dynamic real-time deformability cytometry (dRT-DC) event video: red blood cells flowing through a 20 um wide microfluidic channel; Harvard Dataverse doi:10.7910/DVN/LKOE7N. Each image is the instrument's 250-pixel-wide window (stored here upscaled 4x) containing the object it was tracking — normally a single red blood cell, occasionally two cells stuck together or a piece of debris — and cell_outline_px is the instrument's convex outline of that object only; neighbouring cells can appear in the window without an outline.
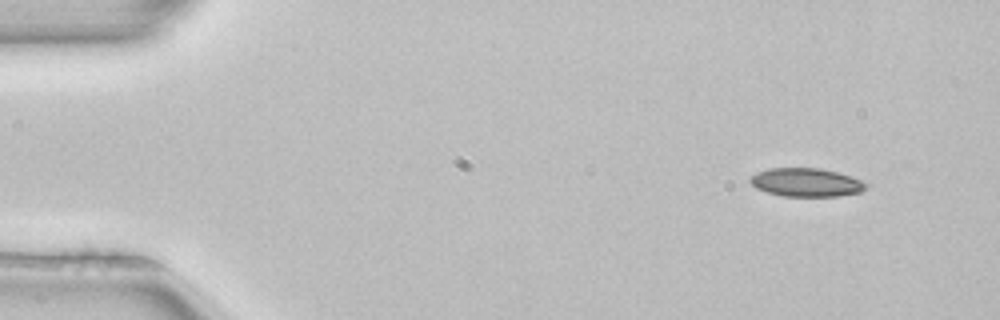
{"species": "common noctule bat (a hibernating species)", "species_latin": "Nyctalus noctula", "temperature_condition": "room temperature", "stored_images_in_passage": 4, "camera_frame_rate_fps": 3000, "um_per_image_px": 0.085, "animal": {"sex": "female", "body_mass_g": 22.7, "forearm_length_mm": 54.2}, "frame": {"image": 1, "passage_image": 1, "time_ms": 0.0, "image_size_px": [1000, 320], "cell_outline_px": [[868, 188], [860, 192], [840, 196], [784, 196], [768, 192], [756, 188], [748, 180], [756, 172], [768, 168], [820, 168], [840, 172], [860, 180], [868, 184]], "centroid_in_image_um": [68.55, 15.5], "position_along_channel_um": 16.5, "area_um2": 19.31}}